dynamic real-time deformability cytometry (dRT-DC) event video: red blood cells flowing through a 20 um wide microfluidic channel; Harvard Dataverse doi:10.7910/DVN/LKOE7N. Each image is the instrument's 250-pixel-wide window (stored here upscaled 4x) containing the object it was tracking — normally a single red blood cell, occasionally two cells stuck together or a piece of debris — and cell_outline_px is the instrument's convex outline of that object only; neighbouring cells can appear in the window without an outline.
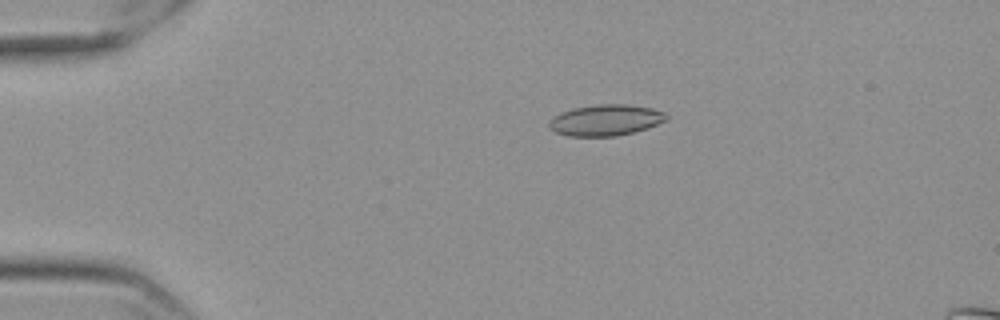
{"species": "Egyptian fruit bat (a non-hibernating species)", "species_latin": "Rousettus aegyptiacus", "temperature_condition": "cold", "stored_images_in_passage": 29, "camera_frame_rate_fps": 3000, "um_per_image_px": 0.085, "frame": {"image": 1, "passage_image": 1, "time_ms": 0.0, "image_size_px": [1000, 320], "cell_outline_px": [[668, 116], [664, 120], [648, 128], [616, 136], [568, 136], [556, 132], [548, 128], [548, 120], [552, 116], [560, 112], [572, 108], [596, 104], [628, 104], [652, 108], [664, 112]], "centroid_in_image_um": [51.41, 10.2], "position_along_channel_um": 33.6, "area_um2": 21.39}}
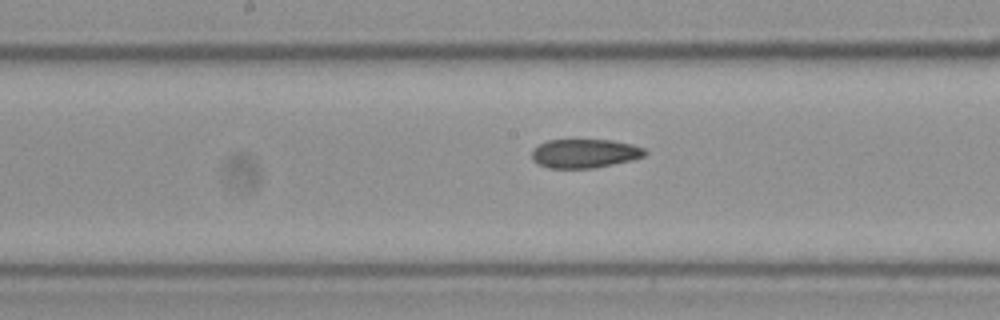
{"frame": {"image": 2, "passage_image": 19, "time_ms": 6.0, "image_size_px": [1000, 320], "cell_outline_px": [[648, 152], [644, 156], [632, 160], [592, 168], [548, 168], [532, 160], [532, 152], [536, 144], [548, 140], [612, 140], [632, 144], [644, 148]], "centroid_in_image_um": [49.69, 13.03], "position_along_channel_um": 198.5, "area_um2": 19.07}}
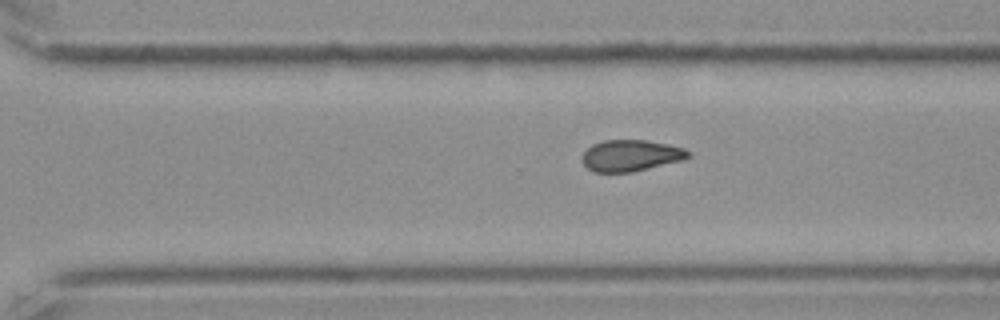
{"frame": {"image": 3, "passage_image": 29, "time_ms": 9.333, "image_size_px": [1000, 320], "cell_outline_px": [[692, 156], [684, 160], [632, 172], [592, 172], [584, 164], [584, 152], [592, 144], [604, 140], [644, 140], [668, 144], [684, 148]], "centroid_in_image_um": [53.65, 13.22], "position_along_channel_um": 317.0, "area_um2": 19.31}}